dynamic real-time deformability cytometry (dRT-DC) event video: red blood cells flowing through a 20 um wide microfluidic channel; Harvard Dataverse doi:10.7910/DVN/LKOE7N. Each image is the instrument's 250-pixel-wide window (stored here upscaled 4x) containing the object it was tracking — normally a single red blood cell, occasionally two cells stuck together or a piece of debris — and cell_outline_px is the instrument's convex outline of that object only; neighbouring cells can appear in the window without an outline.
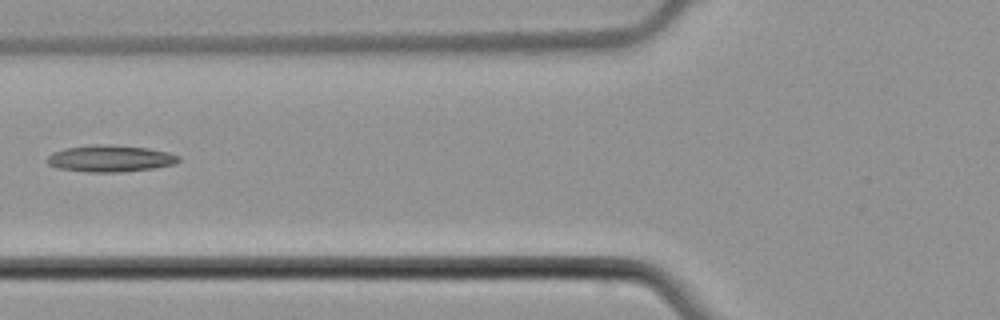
{"species": "common noctule bat (a hibernating species)", "species_latin": "Nyctalus noctula", "temperature_condition": "cold", "stored_images_in_passage": 7, "camera_frame_rate_fps": 3000, "um_per_image_px": 0.085, "animal": {"sex": "male", "body_mass_g": 21.5, "forearm_length_mm": 52.0}, "frame": {"image": 1, "passage_image": 7, "time_ms": 2.0, "image_size_px": [1000, 320], "cell_outline_px": [[180, 160], [176, 164], [152, 168], [120, 172], [88, 172], [56, 168], [48, 164], [48, 156], [52, 152], [64, 148], [92, 144], [108, 144], [148, 148], [168, 152], [180, 156]], "centroid_in_image_um": [9.36, 13.47], "position_along_channel_um": 116.4, "area_um2": 20.58}}